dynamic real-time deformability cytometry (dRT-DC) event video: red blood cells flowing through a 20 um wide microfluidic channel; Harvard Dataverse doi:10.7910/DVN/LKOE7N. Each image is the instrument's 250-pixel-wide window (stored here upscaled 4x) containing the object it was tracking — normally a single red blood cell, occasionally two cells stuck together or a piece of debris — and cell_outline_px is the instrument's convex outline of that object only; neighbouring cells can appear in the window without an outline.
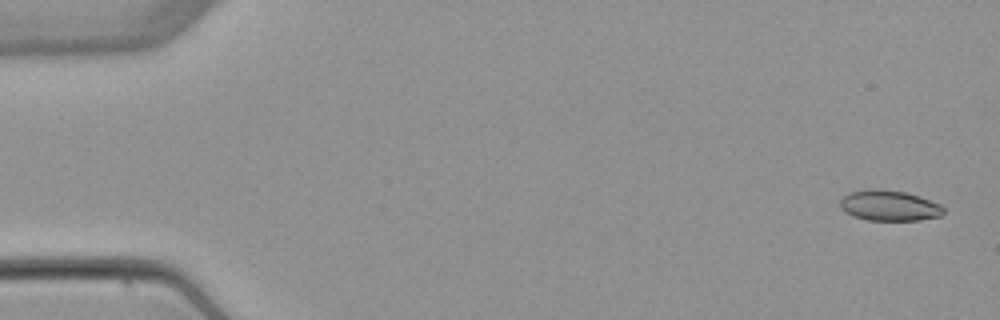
{"species": "common noctule bat (a hibernating species)", "species_latin": "Nyctalus noctula", "temperature_condition": "warm", "stored_images_in_passage": 5, "camera_frame_rate_fps": 3000, "um_per_image_px": 0.085, "animal": {"sex": "female", "body_mass_g": 22.7, "forearm_length_mm": 54.2}, "frame": {"image": 1, "passage_image": 1, "time_ms": 0.0, "image_size_px": [1000, 320], "cell_outline_px": [[944, 212], [940, 216], [920, 220], [868, 220], [852, 216], [840, 208], [840, 200], [848, 192], [868, 188], [904, 192], [920, 196], [940, 204], [944, 208]], "centroid_in_image_um": [75.57, 17.47], "position_along_channel_um": 9.4, "area_um2": 18.44}}